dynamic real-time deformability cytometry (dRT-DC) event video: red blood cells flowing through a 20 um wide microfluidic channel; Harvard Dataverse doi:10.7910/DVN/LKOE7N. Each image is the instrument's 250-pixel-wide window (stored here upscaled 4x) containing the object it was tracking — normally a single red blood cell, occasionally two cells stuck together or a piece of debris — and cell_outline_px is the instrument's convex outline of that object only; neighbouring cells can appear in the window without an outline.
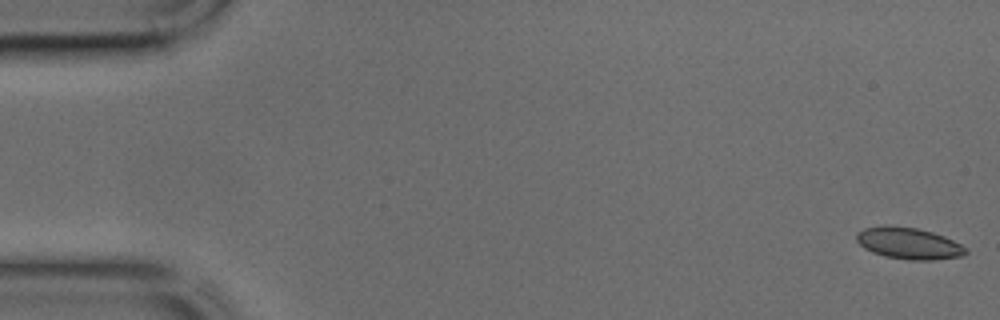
{"species": "common noctule bat (a hibernating species)", "species_latin": "Nyctalus noctula", "temperature_condition": "cold", "stored_images_in_passage": 45, "segment_of_instrument_passage": [1, 2], "camera_frame_rate_fps": 3000, "um_per_image_px": 0.085, "animal": {"sex": "male", "body_mass_g": 17.9, "forearm_length_mm": 54.2}, "frame": {"image": 1, "passage_image": 1, "time_ms": 0.0, "image_size_px": [1000, 320], "cell_outline_px": [[968, 252], [960, 256], [932, 260], [908, 260], [884, 256], [872, 252], [864, 248], [856, 240], [856, 232], [864, 228], [884, 224], [916, 228], [932, 232], [944, 236], [968, 248]], "centroid_in_image_um": [77.2, 20.67], "position_along_channel_um": 7.8, "area_um2": 20.23}}
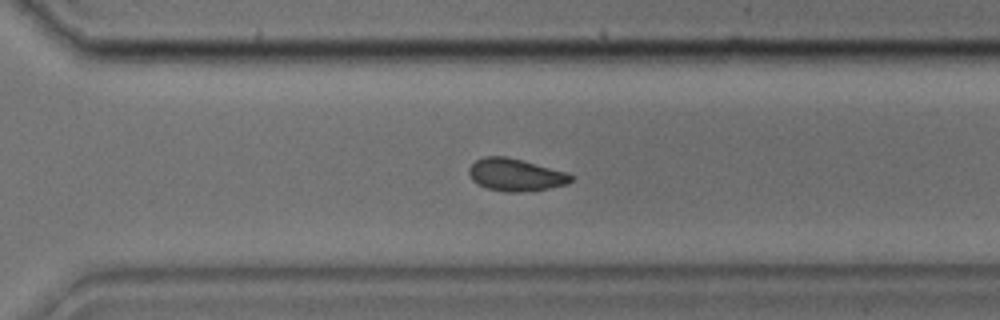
{"frame": {"image": 2, "passage_image": 31, "time_ms": 10.0, "image_size_px": [1000, 320], "cell_outline_px": [[576, 176], [568, 184], [548, 188], [520, 192], [504, 192], [484, 188], [472, 180], [468, 172], [468, 168], [476, 160], [484, 156], [508, 156], [524, 160], [568, 172]], "centroid_in_image_um": [43.84, 14.85], "position_along_channel_um": 326.8, "area_um2": 19.65}}
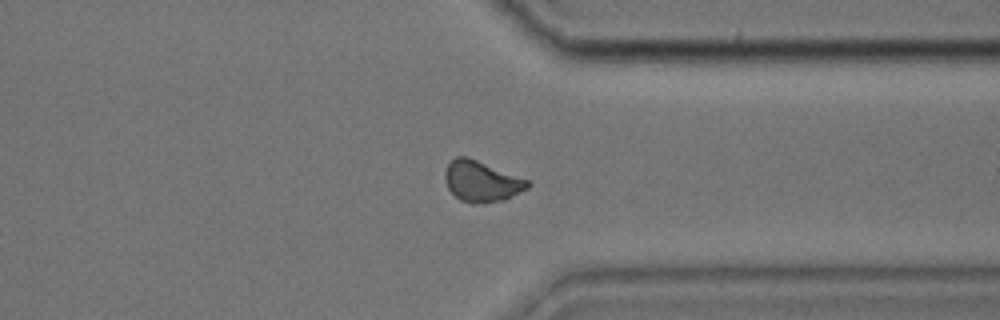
{"frame": {"image": 3, "passage_image": 34, "time_ms": 11.0, "image_size_px": [1000, 320], "cell_outline_px": [[532, 184], [528, 188], [504, 200], [476, 204], [472, 204], [460, 200], [448, 188], [444, 176], [444, 172], [448, 164], [456, 156], [468, 156], [528, 180]], "centroid_in_image_um": [40.93, 15.41], "position_along_channel_um": 370.5, "area_um2": 19.65}}